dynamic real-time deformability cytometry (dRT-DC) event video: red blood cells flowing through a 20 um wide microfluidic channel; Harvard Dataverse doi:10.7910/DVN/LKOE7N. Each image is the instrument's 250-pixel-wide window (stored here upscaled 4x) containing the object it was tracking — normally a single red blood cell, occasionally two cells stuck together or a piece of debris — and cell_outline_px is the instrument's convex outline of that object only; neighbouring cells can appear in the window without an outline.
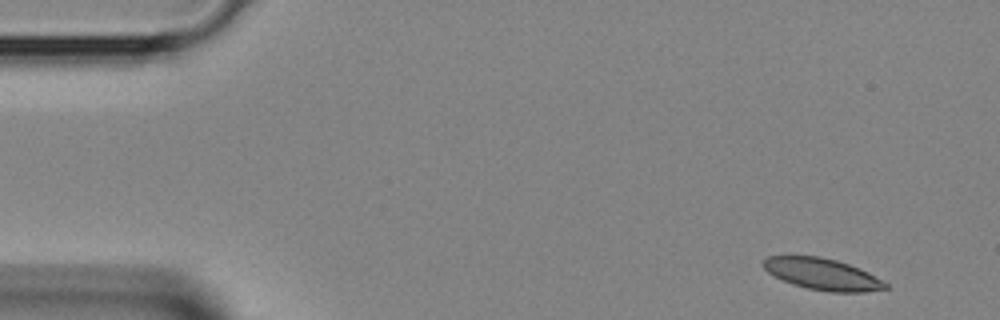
{"species": "Egyptian fruit bat (a non-hibernating species)", "species_latin": "Rousettus aegyptiacus", "temperature_condition": "room temperature", "stored_images_in_passage": 4, "camera_frame_rate_fps": 3000, "um_per_image_px": 0.085, "animal": {"sex": "female"}, "frame": {"image": 1, "passage_image": 1, "time_ms": 0.0, "image_size_px": [1000, 320], "cell_outline_px": [[888, 288], [864, 292], [832, 292], [808, 288], [792, 284], [768, 272], [764, 268], [764, 260], [768, 256], [820, 256], [836, 260], [848, 264], [868, 272], [888, 284]], "centroid_in_image_um": [69.92, 23.3], "position_along_channel_um": 15.1, "area_um2": 22.08}}
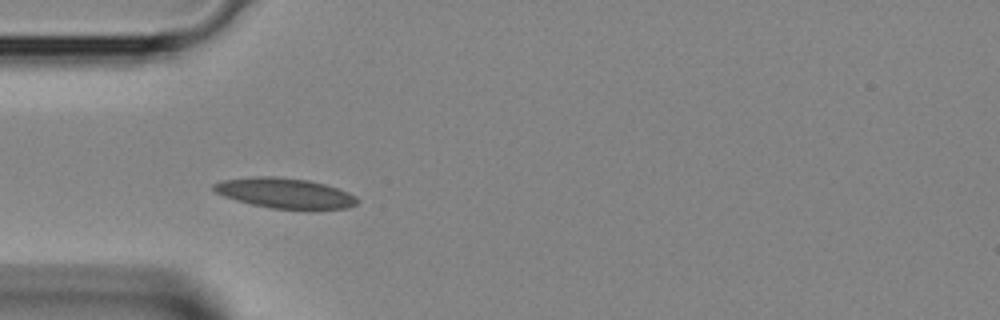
{"frame": {"image": 2, "passage_image": 3, "time_ms": 0.667, "image_size_px": [1000, 320], "cell_outline_px": [[360, 200], [356, 204], [348, 208], [272, 208], [252, 204], [236, 200], [224, 196], [216, 192], [212, 188], [212, 184], [224, 180], [252, 176], [276, 176], [308, 180], [324, 184], [348, 192], [356, 196]], "centroid_in_image_um": [24.19, 16.39], "position_along_channel_um": 60.8, "area_um2": 24.91}}
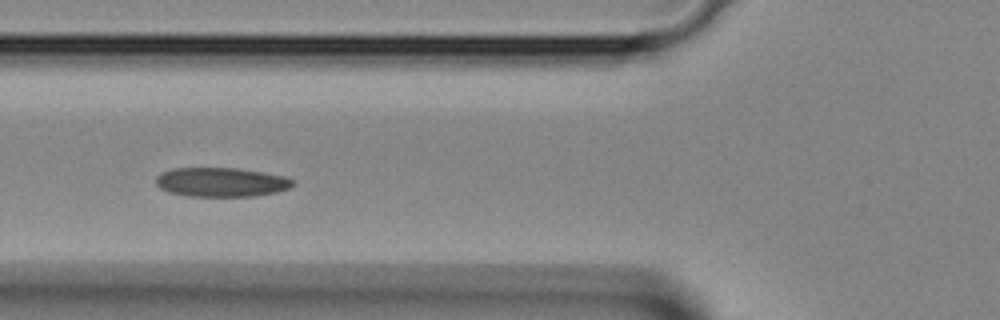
{"frame": {"image": 3, "passage_image": 4, "time_ms": 1.0, "image_size_px": [1000, 320], "cell_outline_px": [[296, 184], [292, 188], [276, 192], [256, 196], [188, 196], [168, 192], [160, 188], [156, 184], [156, 176], [160, 172], [172, 168], [236, 168], [264, 172], [284, 176], [296, 180]], "centroid_in_image_um": [18.83, 15.48], "position_along_channel_um": 107.0, "area_um2": 23.64}}